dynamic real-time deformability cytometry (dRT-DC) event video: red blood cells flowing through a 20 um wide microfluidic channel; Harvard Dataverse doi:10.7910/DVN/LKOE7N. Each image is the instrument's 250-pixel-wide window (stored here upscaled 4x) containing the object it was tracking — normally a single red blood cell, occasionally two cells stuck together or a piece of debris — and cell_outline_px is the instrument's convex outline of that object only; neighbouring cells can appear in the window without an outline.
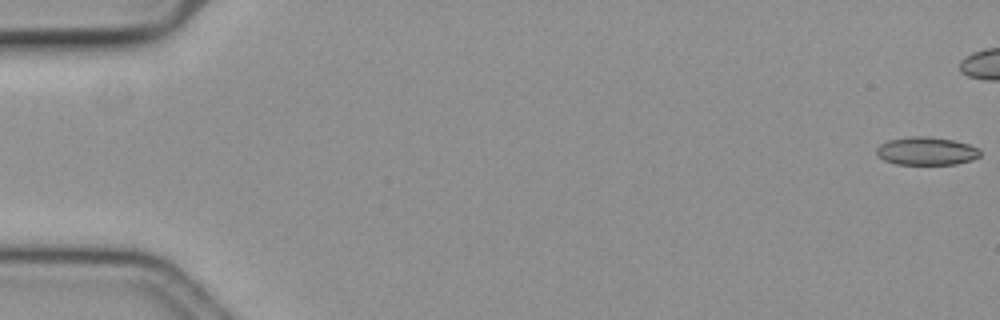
{"species": "common noctule bat (a hibernating species)", "species_latin": "Nyctalus noctula", "temperature_condition": "cold", "stored_images_in_passage": 46, "camera_frame_rate_fps": 3000, "um_per_image_px": 0.085, "animal": {"sex": "female", "body_mass_g": 19.3, "forearm_length_mm": 54.1}, "frame": {"image": 1, "passage_image": 1, "time_ms": 0.0, "image_size_px": [1000, 320], "cell_outline_px": [[980, 156], [972, 160], [956, 164], [896, 164], [884, 160], [876, 156], [876, 148], [880, 144], [888, 140], [908, 136], [928, 136], [956, 140], [980, 148]], "centroid_in_image_um": [78.74, 12.83], "position_along_channel_um": 6.3, "area_um2": 17.22}}
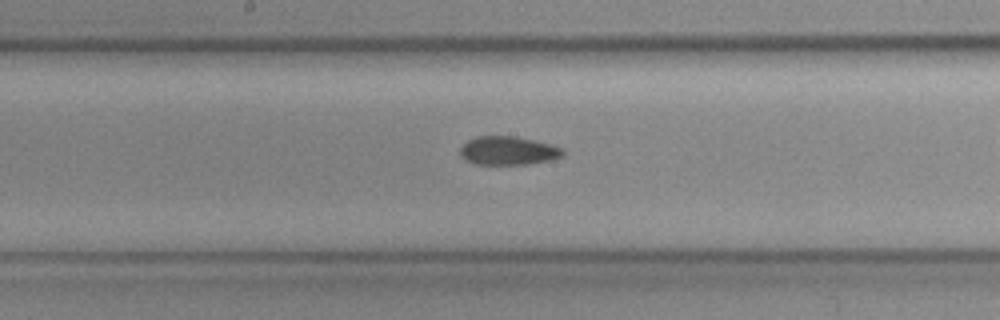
{"frame": {"image": 2, "passage_image": 31, "time_ms": 10.0, "image_size_px": [1000, 320], "cell_outline_px": [[564, 156], [548, 160], [528, 164], [476, 164], [460, 156], [460, 148], [468, 140], [476, 136], [516, 136], [564, 148]], "centroid_in_image_um": [43.19, 12.8], "position_along_channel_um": 205.0, "area_um2": 16.94}}
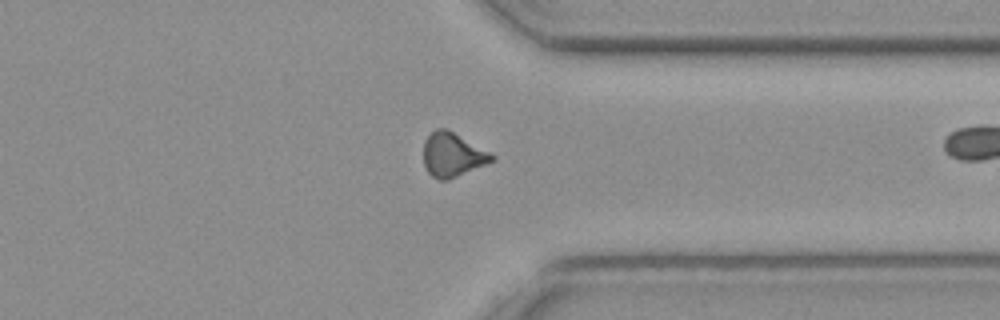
{"frame": {"image": 3, "passage_image": 45, "time_ms": 14.667, "image_size_px": [1000, 320], "cell_outline_px": [[496, 160], [448, 180], [440, 180], [432, 176], [428, 172], [424, 164], [424, 140], [436, 128], [448, 128], [496, 156]], "centroid_in_image_um": [38.47, 13.15], "position_along_channel_um": 372.9, "area_um2": 17.57}}